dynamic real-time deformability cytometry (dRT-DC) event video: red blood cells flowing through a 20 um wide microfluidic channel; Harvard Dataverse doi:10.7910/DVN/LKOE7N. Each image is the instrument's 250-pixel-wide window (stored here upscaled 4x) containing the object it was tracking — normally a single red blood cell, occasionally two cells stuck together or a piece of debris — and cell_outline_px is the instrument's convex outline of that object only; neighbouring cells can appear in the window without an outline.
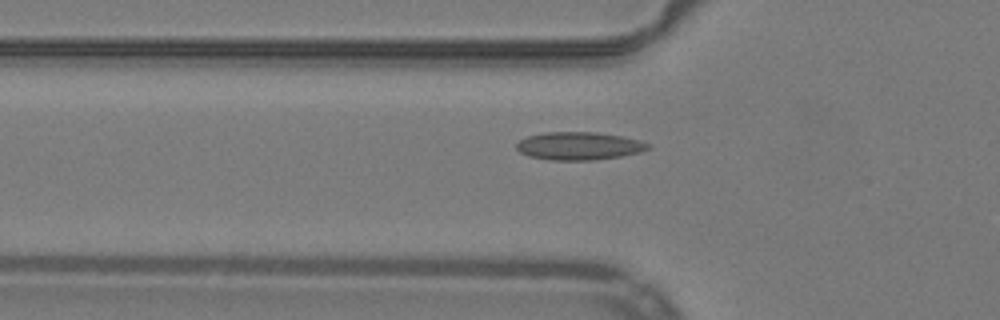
{"species": "common noctule bat (a hibernating species)", "species_latin": "Nyctalus noctula", "temperature_condition": "warm", "stored_images_in_passage": 41, "camera_frame_rate_fps": 3000, "um_per_image_px": 0.085, "animal": {"sex": "male", "body_mass_g": 19.2, "forearm_length_mm": 51.8}, "frame": {"image": 1, "passage_image": 12, "time_ms": 3.667, "image_size_px": [1000, 320], "cell_outline_px": [[652, 148], [640, 152], [620, 156], [596, 160], [552, 160], [528, 156], [520, 152], [516, 148], [516, 144], [520, 140], [528, 136], [544, 132], [596, 132], [624, 136], [640, 140], [652, 144]], "centroid_in_image_um": [49.26, 12.4], "position_along_channel_um": 76.5, "area_um2": 21.62}}
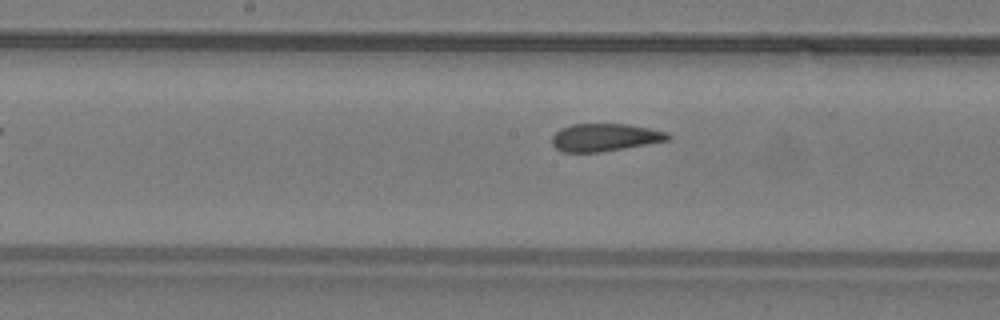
{"frame": {"image": 2, "passage_image": 21, "time_ms": 6.667, "image_size_px": [1000, 320], "cell_outline_px": [[672, 136], [668, 140], [624, 148], [600, 152], [564, 152], [556, 148], [552, 144], [552, 136], [560, 128], [572, 124], [628, 124], [668, 132]], "centroid_in_image_um": [51.4, 11.67], "position_along_channel_um": 196.8, "area_um2": 18.61}}
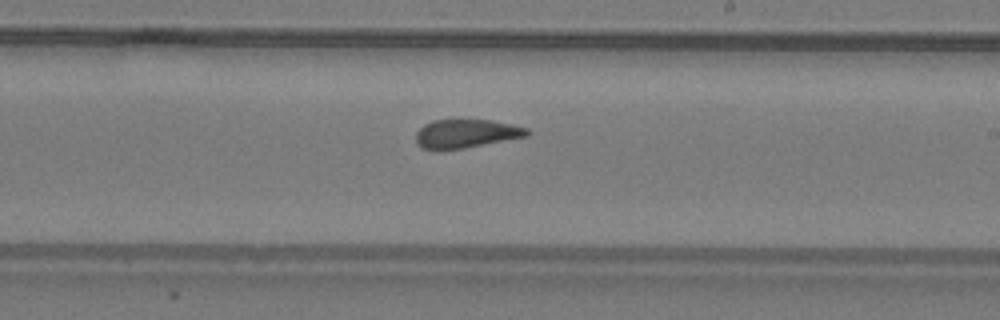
{"frame": {"image": 3, "passage_image": 25, "time_ms": 8.0, "image_size_px": [1000, 320], "cell_outline_px": [[532, 132], [528, 136], [464, 148], [440, 152], [420, 148], [416, 144], [416, 132], [424, 124], [432, 120], [492, 120], [512, 124], [528, 128]], "centroid_in_image_um": [39.58, 11.38], "position_along_channel_um": 249.4, "area_um2": 19.02}}